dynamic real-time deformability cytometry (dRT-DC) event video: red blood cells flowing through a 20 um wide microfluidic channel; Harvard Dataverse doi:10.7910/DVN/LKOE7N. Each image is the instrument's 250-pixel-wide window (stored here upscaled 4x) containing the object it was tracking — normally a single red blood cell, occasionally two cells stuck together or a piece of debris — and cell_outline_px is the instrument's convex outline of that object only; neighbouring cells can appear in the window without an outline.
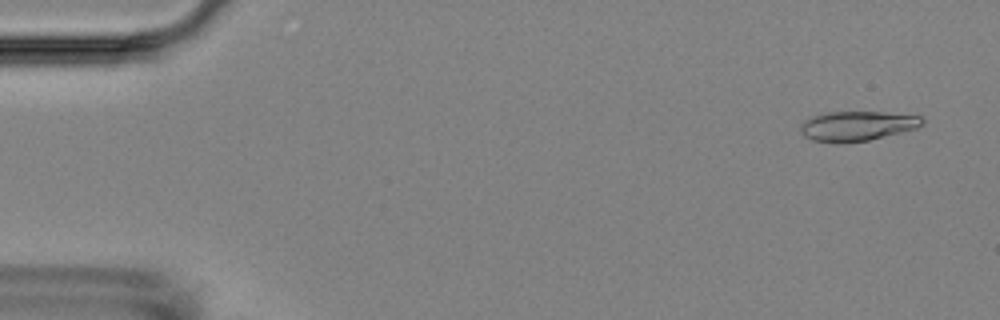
{"species": "Egyptian fruit bat (a non-hibernating species)", "species_latin": "Rousettus aegyptiacus", "temperature_condition": "room temperature", "stored_images_in_passage": 56, "camera_frame_rate_fps": 3000, "um_per_image_px": 0.085, "animal": {"sex": "female"}, "frame": {"image": 1, "passage_image": 3, "time_ms": 0.667, "image_size_px": [1000, 320], "cell_outline_px": [[924, 124], [916, 128], [868, 140], [836, 144], [812, 140], [804, 136], [800, 132], [800, 124], [804, 120], [812, 116], [828, 112], [884, 112], [920, 116], [924, 120]], "centroid_in_image_um": [72.8, 10.71], "position_along_channel_um": 12.2, "area_um2": 21.15}}
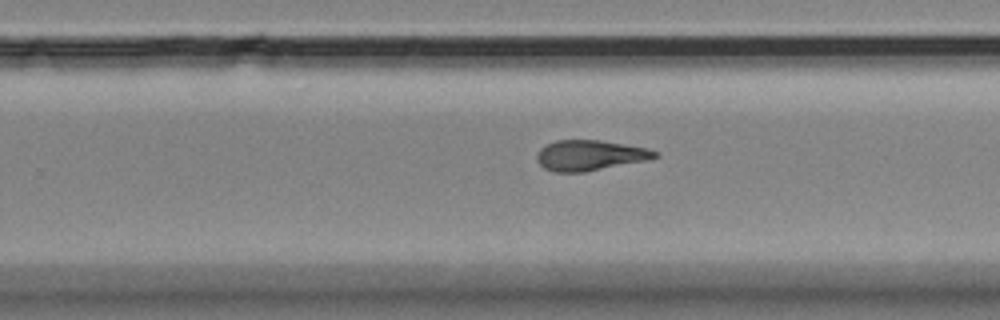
{"frame": {"image": 2, "passage_image": 35, "time_ms": 11.333, "image_size_px": [1000, 320], "cell_outline_px": [[660, 156], [648, 160], [584, 172], [556, 172], [544, 168], [536, 160], [536, 156], [540, 148], [556, 140], [600, 140], [648, 148], [656, 152]], "centroid_in_image_um": [50.14, 13.2], "position_along_channel_um": 279.7, "area_um2": 20.87}}
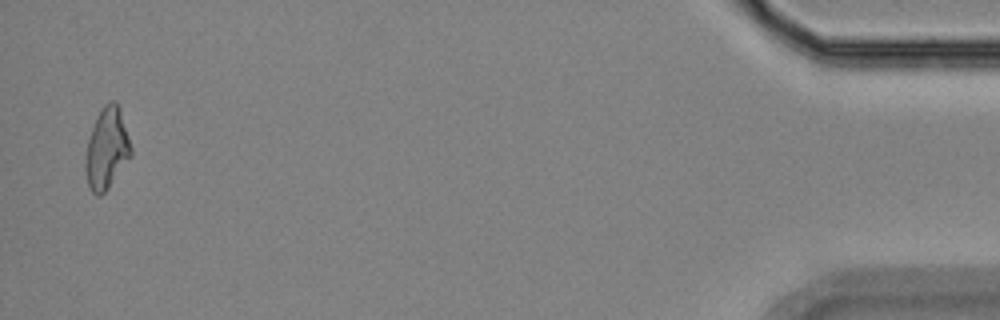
{"frame": {"image": 3, "passage_image": 54, "time_ms": 17.667, "image_size_px": [1000, 320], "cell_outline_px": [[132, 156], [108, 188], [100, 196], [96, 196], [88, 188], [84, 168], [84, 156], [88, 140], [92, 128], [104, 104], [108, 100], [116, 100], [132, 148]], "centroid_in_image_um": [9.05, 12.68], "position_along_channel_um": 426.1, "area_um2": 21.56}}